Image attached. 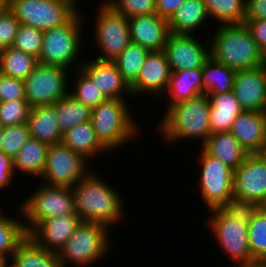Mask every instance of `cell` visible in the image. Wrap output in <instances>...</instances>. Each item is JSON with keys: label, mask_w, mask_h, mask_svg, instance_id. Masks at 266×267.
<instances>
[{"label": "cell", "mask_w": 266, "mask_h": 267, "mask_svg": "<svg viewBox=\"0 0 266 267\" xmlns=\"http://www.w3.org/2000/svg\"><path fill=\"white\" fill-rule=\"evenodd\" d=\"M100 176L92 168L72 187L75 213L82 221L101 223L109 228L117 226L119 221L121 225L126 215L124 198Z\"/></svg>", "instance_id": "cell-1"}, {"label": "cell", "mask_w": 266, "mask_h": 267, "mask_svg": "<svg viewBox=\"0 0 266 267\" xmlns=\"http://www.w3.org/2000/svg\"><path fill=\"white\" fill-rule=\"evenodd\" d=\"M164 115L158 122L159 133L167 145L176 144L188 138L200 141L202 147L210 130V100L207 94L197 95L189 100L181 101L164 110Z\"/></svg>", "instance_id": "cell-2"}, {"label": "cell", "mask_w": 266, "mask_h": 267, "mask_svg": "<svg viewBox=\"0 0 266 267\" xmlns=\"http://www.w3.org/2000/svg\"><path fill=\"white\" fill-rule=\"evenodd\" d=\"M217 26L209 35L210 57L235 71L265 64L264 53L244 23Z\"/></svg>", "instance_id": "cell-3"}, {"label": "cell", "mask_w": 266, "mask_h": 267, "mask_svg": "<svg viewBox=\"0 0 266 267\" xmlns=\"http://www.w3.org/2000/svg\"><path fill=\"white\" fill-rule=\"evenodd\" d=\"M128 106L126 99H107L92 108L93 129L98 141L109 153L129 145L127 143L131 140L133 142L136 136L139 137L138 134H142V129Z\"/></svg>", "instance_id": "cell-4"}, {"label": "cell", "mask_w": 266, "mask_h": 267, "mask_svg": "<svg viewBox=\"0 0 266 267\" xmlns=\"http://www.w3.org/2000/svg\"><path fill=\"white\" fill-rule=\"evenodd\" d=\"M109 229L101 223L82 221L57 253L61 267H91L103 262L113 250Z\"/></svg>", "instance_id": "cell-5"}, {"label": "cell", "mask_w": 266, "mask_h": 267, "mask_svg": "<svg viewBox=\"0 0 266 267\" xmlns=\"http://www.w3.org/2000/svg\"><path fill=\"white\" fill-rule=\"evenodd\" d=\"M82 15L79 10L66 24L43 32L39 63L59 66L69 71L81 67L82 61L78 62L77 59L83 52L81 48L85 47L82 46L85 23Z\"/></svg>", "instance_id": "cell-6"}, {"label": "cell", "mask_w": 266, "mask_h": 267, "mask_svg": "<svg viewBox=\"0 0 266 267\" xmlns=\"http://www.w3.org/2000/svg\"><path fill=\"white\" fill-rule=\"evenodd\" d=\"M41 183V185H40ZM39 183L26 200L19 204L27 234L41 221L75 213V196L72 187L51 186Z\"/></svg>", "instance_id": "cell-7"}, {"label": "cell", "mask_w": 266, "mask_h": 267, "mask_svg": "<svg viewBox=\"0 0 266 267\" xmlns=\"http://www.w3.org/2000/svg\"><path fill=\"white\" fill-rule=\"evenodd\" d=\"M211 214L205 220L208 230L213 233L217 245L222 248L227 259L234 267L257 264L251 255L248 243V224L239 222L237 218L227 215L221 208L208 210Z\"/></svg>", "instance_id": "cell-8"}, {"label": "cell", "mask_w": 266, "mask_h": 267, "mask_svg": "<svg viewBox=\"0 0 266 267\" xmlns=\"http://www.w3.org/2000/svg\"><path fill=\"white\" fill-rule=\"evenodd\" d=\"M97 6L93 40L101 61H114L131 43L128 18L117 12L105 0ZM101 52V53H100Z\"/></svg>", "instance_id": "cell-9"}, {"label": "cell", "mask_w": 266, "mask_h": 267, "mask_svg": "<svg viewBox=\"0 0 266 267\" xmlns=\"http://www.w3.org/2000/svg\"><path fill=\"white\" fill-rule=\"evenodd\" d=\"M74 0H9L20 24L46 31L66 24L80 9Z\"/></svg>", "instance_id": "cell-10"}, {"label": "cell", "mask_w": 266, "mask_h": 267, "mask_svg": "<svg viewBox=\"0 0 266 267\" xmlns=\"http://www.w3.org/2000/svg\"><path fill=\"white\" fill-rule=\"evenodd\" d=\"M196 163L200 177L197 187L203 204L208 208H221L233 198L234 171L221 160L209 155L202 147Z\"/></svg>", "instance_id": "cell-11"}, {"label": "cell", "mask_w": 266, "mask_h": 267, "mask_svg": "<svg viewBox=\"0 0 266 267\" xmlns=\"http://www.w3.org/2000/svg\"><path fill=\"white\" fill-rule=\"evenodd\" d=\"M69 73L73 72L59 66L38 63L34 71L23 80L26 101L31 108L55 104L69 94L72 81Z\"/></svg>", "instance_id": "cell-12"}, {"label": "cell", "mask_w": 266, "mask_h": 267, "mask_svg": "<svg viewBox=\"0 0 266 267\" xmlns=\"http://www.w3.org/2000/svg\"><path fill=\"white\" fill-rule=\"evenodd\" d=\"M89 163L62 143L50 145L41 180L51 186L73 187L91 170Z\"/></svg>", "instance_id": "cell-13"}, {"label": "cell", "mask_w": 266, "mask_h": 267, "mask_svg": "<svg viewBox=\"0 0 266 267\" xmlns=\"http://www.w3.org/2000/svg\"><path fill=\"white\" fill-rule=\"evenodd\" d=\"M170 33L164 47V53L171 72L181 70L202 69L210 57L209 42L203 45L200 36ZM202 43V44H201Z\"/></svg>", "instance_id": "cell-14"}, {"label": "cell", "mask_w": 266, "mask_h": 267, "mask_svg": "<svg viewBox=\"0 0 266 267\" xmlns=\"http://www.w3.org/2000/svg\"><path fill=\"white\" fill-rule=\"evenodd\" d=\"M233 197L266 206V159L262 154H249L234 171Z\"/></svg>", "instance_id": "cell-15"}, {"label": "cell", "mask_w": 266, "mask_h": 267, "mask_svg": "<svg viewBox=\"0 0 266 267\" xmlns=\"http://www.w3.org/2000/svg\"><path fill=\"white\" fill-rule=\"evenodd\" d=\"M171 73L164 51H151L137 79L130 85L133 98L142 95L150 96L151 99L160 95L163 98Z\"/></svg>", "instance_id": "cell-16"}, {"label": "cell", "mask_w": 266, "mask_h": 267, "mask_svg": "<svg viewBox=\"0 0 266 267\" xmlns=\"http://www.w3.org/2000/svg\"><path fill=\"white\" fill-rule=\"evenodd\" d=\"M233 93L243 111L266 112V66L236 71Z\"/></svg>", "instance_id": "cell-17"}, {"label": "cell", "mask_w": 266, "mask_h": 267, "mask_svg": "<svg viewBox=\"0 0 266 267\" xmlns=\"http://www.w3.org/2000/svg\"><path fill=\"white\" fill-rule=\"evenodd\" d=\"M81 222L77 214L62 215L41 221L27 235L40 247L58 253Z\"/></svg>", "instance_id": "cell-18"}, {"label": "cell", "mask_w": 266, "mask_h": 267, "mask_svg": "<svg viewBox=\"0 0 266 267\" xmlns=\"http://www.w3.org/2000/svg\"><path fill=\"white\" fill-rule=\"evenodd\" d=\"M131 42L149 51H163L170 35L168 20L156 14L128 18Z\"/></svg>", "instance_id": "cell-19"}, {"label": "cell", "mask_w": 266, "mask_h": 267, "mask_svg": "<svg viewBox=\"0 0 266 267\" xmlns=\"http://www.w3.org/2000/svg\"><path fill=\"white\" fill-rule=\"evenodd\" d=\"M108 99L133 98L130 86L113 61H83L80 67ZM126 94V95H125Z\"/></svg>", "instance_id": "cell-20"}, {"label": "cell", "mask_w": 266, "mask_h": 267, "mask_svg": "<svg viewBox=\"0 0 266 267\" xmlns=\"http://www.w3.org/2000/svg\"><path fill=\"white\" fill-rule=\"evenodd\" d=\"M229 132L249 154H261L266 146V112L242 111Z\"/></svg>", "instance_id": "cell-21"}, {"label": "cell", "mask_w": 266, "mask_h": 267, "mask_svg": "<svg viewBox=\"0 0 266 267\" xmlns=\"http://www.w3.org/2000/svg\"><path fill=\"white\" fill-rule=\"evenodd\" d=\"M57 120L55 104L31 108L27 119L30 137L48 146L61 143L63 133L60 131Z\"/></svg>", "instance_id": "cell-22"}, {"label": "cell", "mask_w": 266, "mask_h": 267, "mask_svg": "<svg viewBox=\"0 0 266 267\" xmlns=\"http://www.w3.org/2000/svg\"><path fill=\"white\" fill-rule=\"evenodd\" d=\"M207 21L210 19L204 0H184L168 20V24L170 33L195 35V32H201L203 26L204 30L207 28Z\"/></svg>", "instance_id": "cell-23"}, {"label": "cell", "mask_w": 266, "mask_h": 267, "mask_svg": "<svg viewBox=\"0 0 266 267\" xmlns=\"http://www.w3.org/2000/svg\"><path fill=\"white\" fill-rule=\"evenodd\" d=\"M164 94L166 95L164 97H168V101L165 100L166 110L176 103L204 94L202 69L181 70L171 73Z\"/></svg>", "instance_id": "cell-24"}, {"label": "cell", "mask_w": 266, "mask_h": 267, "mask_svg": "<svg viewBox=\"0 0 266 267\" xmlns=\"http://www.w3.org/2000/svg\"><path fill=\"white\" fill-rule=\"evenodd\" d=\"M202 148L235 171L249 155L240 142L229 132L211 133Z\"/></svg>", "instance_id": "cell-25"}, {"label": "cell", "mask_w": 266, "mask_h": 267, "mask_svg": "<svg viewBox=\"0 0 266 267\" xmlns=\"http://www.w3.org/2000/svg\"><path fill=\"white\" fill-rule=\"evenodd\" d=\"M61 143L82 155L88 161L109 152L99 141L91 120L80 123L62 134ZM105 152V153H104Z\"/></svg>", "instance_id": "cell-26"}, {"label": "cell", "mask_w": 266, "mask_h": 267, "mask_svg": "<svg viewBox=\"0 0 266 267\" xmlns=\"http://www.w3.org/2000/svg\"><path fill=\"white\" fill-rule=\"evenodd\" d=\"M211 133L230 131L236 117L243 111L233 91L208 94Z\"/></svg>", "instance_id": "cell-27"}, {"label": "cell", "mask_w": 266, "mask_h": 267, "mask_svg": "<svg viewBox=\"0 0 266 267\" xmlns=\"http://www.w3.org/2000/svg\"><path fill=\"white\" fill-rule=\"evenodd\" d=\"M48 145L34 138L29 137L20 151L13 158L14 173L26 174L40 180L44 171ZM19 171V172H18Z\"/></svg>", "instance_id": "cell-28"}, {"label": "cell", "mask_w": 266, "mask_h": 267, "mask_svg": "<svg viewBox=\"0 0 266 267\" xmlns=\"http://www.w3.org/2000/svg\"><path fill=\"white\" fill-rule=\"evenodd\" d=\"M13 267H61L58 255L37 245L27 236L13 252Z\"/></svg>", "instance_id": "cell-29"}, {"label": "cell", "mask_w": 266, "mask_h": 267, "mask_svg": "<svg viewBox=\"0 0 266 267\" xmlns=\"http://www.w3.org/2000/svg\"><path fill=\"white\" fill-rule=\"evenodd\" d=\"M236 71L209 57L202 68L205 94H218L233 91Z\"/></svg>", "instance_id": "cell-30"}, {"label": "cell", "mask_w": 266, "mask_h": 267, "mask_svg": "<svg viewBox=\"0 0 266 267\" xmlns=\"http://www.w3.org/2000/svg\"><path fill=\"white\" fill-rule=\"evenodd\" d=\"M17 208L18 214L21 216L20 219L6 215L5 211L0 210V254L4 255L9 261L18 245L28 236L22 212L19 206Z\"/></svg>", "instance_id": "cell-31"}, {"label": "cell", "mask_w": 266, "mask_h": 267, "mask_svg": "<svg viewBox=\"0 0 266 267\" xmlns=\"http://www.w3.org/2000/svg\"><path fill=\"white\" fill-rule=\"evenodd\" d=\"M38 63L35 56L12 46L0 50V72L13 78L25 80Z\"/></svg>", "instance_id": "cell-32"}, {"label": "cell", "mask_w": 266, "mask_h": 267, "mask_svg": "<svg viewBox=\"0 0 266 267\" xmlns=\"http://www.w3.org/2000/svg\"><path fill=\"white\" fill-rule=\"evenodd\" d=\"M209 19L221 24H241L246 16V0H204Z\"/></svg>", "instance_id": "cell-33"}, {"label": "cell", "mask_w": 266, "mask_h": 267, "mask_svg": "<svg viewBox=\"0 0 266 267\" xmlns=\"http://www.w3.org/2000/svg\"><path fill=\"white\" fill-rule=\"evenodd\" d=\"M60 131L71 129L77 124L91 120L92 109L80 101H77L70 94L55 103Z\"/></svg>", "instance_id": "cell-34"}, {"label": "cell", "mask_w": 266, "mask_h": 267, "mask_svg": "<svg viewBox=\"0 0 266 267\" xmlns=\"http://www.w3.org/2000/svg\"><path fill=\"white\" fill-rule=\"evenodd\" d=\"M150 52L143 46L131 42L113 61L129 86L137 79Z\"/></svg>", "instance_id": "cell-35"}, {"label": "cell", "mask_w": 266, "mask_h": 267, "mask_svg": "<svg viewBox=\"0 0 266 267\" xmlns=\"http://www.w3.org/2000/svg\"><path fill=\"white\" fill-rule=\"evenodd\" d=\"M73 74L76 75L74 83H70L72 88L69 94L77 101L92 109L108 99L81 68L74 70Z\"/></svg>", "instance_id": "cell-36"}, {"label": "cell", "mask_w": 266, "mask_h": 267, "mask_svg": "<svg viewBox=\"0 0 266 267\" xmlns=\"http://www.w3.org/2000/svg\"><path fill=\"white\" fill-rule=\"evenodd\" d=\"M248 243L256 263L266 258V206L248 223Z\"/></svg>", "instance_id": "cell-37"}, {"label": "cell", "mask_w": 266, "mask_h": 267, "mask_svg": "<svg viewBox=\"0 0 266 267\" xmlns=\"http://www.w3.org/2000/svg\"><path fill=\"white\" fill-rule=\"evenodd\" d=\"M42 43L43 31L20 24L12 47L39 58Z\"/></svg>", "instance_id": "cell-38"}, {"label": "cell", "mask_w": 266, "mask_h": 267, "mask_svg": "<svg viewBox=\"0 0 266 267\" xmlns=\"http://www.w3.org/2000/svg\"><path fill=\"white\" fill-rule=\"evenodd\" d=\"M31 106L26 100L0 102V125L2 127L27 123Z\"/></svg>", "instance_id": "cell-39"}, {"label": "cell", "mask_w": 266, "mask_h": 267, "mask_svg": "<svg viewBox=\"0 0 266 267\" xmlns=\"http://www.w3.org/2000/svg\"><path fill=\"white\" fill-rule=\"evenodd\" d=\"M29 137L27 123L3 127L1 151L13 159Z\"/></svg>", "instance_id": "cell-40"}, {"label": "cell", "mask_w": 266, "mask_h": 267, "mask_svg": "<svg viewBox=\"0 0 266 267\" xmlns=\"http://www.w3.org/2000/svg\"><path fill=\"white\" fill-rule=\"evenodd\" d=\"M263 207L260 202L233 197L221 209L227 215L237 218L239 222H246L248 224Z\"/></svg>", "instance_id": "cell-41"}, {"label": "cell", "mask_w": 266, "mask_h": 267, "mask_svg": "<svg viewBox=\"0 0 266 267\" xmlns=\"http://www.w3.org/2000/svg\"><path fill=\"white\" fill-rule=\"evenodd\" d=\"M126 18L156 14V0H105Z\"/></svg>", "instance_id": "cell-42"}, {"label": "cell", "mask_w": 266, "mask_h": 267, "mask_svg": "<svg viewBox=\"0 0 266 267\" xmlns=\"http://www.w3.org/2000/svg\"><path fill=\"white\" fill-rule=\"evenodd\" d=\"M26 100L23 80L0 72V102Z\"/></svg>", "instance_id": "cell-43"}, {"label": "cell", "mask_w": 266, "mask_h": 267, "mask_svg": "<svg viewBox=\"0 0 266 267\" xmlns=\"http://www.w3.org/2000/svg\"><path fill=\"white\" fill-rule=\"evenodd\" d=\"M20 21L8 10L0 17V50L13 46Z\"/></svg>", "instance_id": "cell-44"}, {"label": "cell", "mask_w": 266, "mask_h": 267, "mask_svg": "<svg viewBox=\"0 0 266 267\" xmlns=\"http://www.w3.org/2000/svg\"><path fill=\"white\" fill-rule=\"evenodd\" d=\"M244 24L250 30L257 46L266 55V19L244 20Z\"/></svg>", "instance_id": "cell-45"}, {"label": "cell", "mask_w": 266, "mask_h": 267, "mask_svg": "<svg viewBox=\"0 0 266 267\" xmlns=\"http://www.w3.org/2000/svg\"><path fill=\"white\" fill-rule=\"evenodd\" d=\"M13 159L0 150V191L12 184L15 179Z\"/></svg>", "instance_id": "cell-46"}, {"label": "cell", "mask_w": 266, "mask_h": 267, "mask_svg": "<svg viewBox=\"0 0 266 267\" xmlns=\"http://www.w3.org/2000/svg\"><path fill=\"white\" fill-rule=\"evenodd\" d=\"M266 19V0H246L245 20Z\"/></svg>", "instance_id": "cell-47"}, {"label": "cell", "mask_w": 266, "mask_h": 267, "mask_svg": "<svg viewBox=\"0 0 266 267\" xmlns=\"http://www.w3.org/2000/svg\"><path fill=\"white\" fill-rule=\"evenodd\" d=\"M156 13L167 20L176 12L184 0H156Z\"/></svg>", "instance_id": "cell-48"}, {"label": "cell", "mask_w": 266, "mask_h": 267, "mask_svg": "<svg viewBox=\"0 0 266 267\" xmlns=\"http://www.w3.org/2000/svg\"><path fill=\"white\" fill-rule=\"evenodd\" d=\"M9 10V0H0V17Z\"/></svg>", "instance_id": "cell-49"}, {"label": "cell", "mask_w": 266, "mask_h": 267, "mask_svg": "<svg viewBox=\"0 0 266 267\" xmlns=\"http://www.w3.org/2000/svg\"><path fill=\"white\" fill-rule=\"evenodd\" d=\"M10 261L2 254H0V267H7Z\"/></svg>", "instance_id": "cell-50"}, {"label": "cell", "mask_w": 266, "mask_h": 267, "mask_svg": "<svg viewBox=\"0 0 266 267\" xmlns=\"http://www.w3.org/2000/svg\"><path fill=\"white\" fill-rule=\"evenodd\" d=\"M2 137H3V127L0 125V150L2 146Z\"/></svg>", "instance_id": "cell-51"}, {"label": "cell", "mask_w": 266, "mask_h": 267, "mask_svg": "<svg viewBox=\"0 0 266 267\" xmlns=\"http://www.w3.org/2000/svg\"><path fill=\"white\" fill-rule=\"evenodd\" d=\"M262 267H266V258L259 263Z\"/></svg>", "instance_id": "cell-52"}, {"label": "cell", "mask_w": 266, "mask_h": 267, "mask_svg": "<svg viewBox=\"0 0 266 267\" xmlns=\"http://www.w3.org/2000/svg\"><path fill=\"white\" fill-rule=\"evenodd\" d=\"M263 156H264V158L266 159V146H265V148L263 149V151H262V153H261Z\"/></svg>", "instance_id": "cell-53"}, {"label": "cell", "mask_w": 266, "mask_h": 267, "mask_svg": "<svg viewBox=\"0 0 266 267\" xmlns=\"http://www.w3.org/2000/svg\"><path fill=\"white\" fill-rule=\"evenodd\" d=\"M244 267H262L259 263L255 264V265H251V266H244Z\"/></svg>", "instance_id": "cell-54"}]
</instances>
